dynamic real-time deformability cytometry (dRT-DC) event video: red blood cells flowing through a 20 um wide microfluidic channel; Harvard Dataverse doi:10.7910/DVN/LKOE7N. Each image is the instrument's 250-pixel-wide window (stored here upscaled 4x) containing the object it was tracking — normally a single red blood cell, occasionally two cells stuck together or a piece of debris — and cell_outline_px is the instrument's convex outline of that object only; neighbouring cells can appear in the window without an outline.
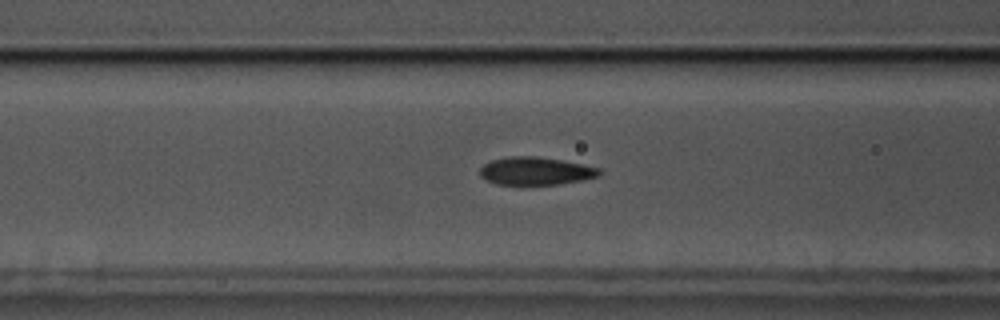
{"species": "common noctule bat (a hibernating species)", "species_latin": "Nyctalus noctula", "temperature_condition": "cold", "stored_images_in_passage": 58, "camera_frame_rate_fps": 3000, "um_per_image_px": 0.085, "animal": {"sex": "male", "body_mass_g": 17.5, "forearm_length_mm": 52.3}, "frame": {"image": 1, "passage_image": 23, "time_ms": 7.333, "image_size_px": [1000, 320], "cell_outline_px": [[600, 176], [560, 184], [496, 184], [480, 176], [480, 168], [484, 164], [492, 160], [512, 156], [536, 156], [560, 160], [600, 168]], "centroid_in_image_um": [45.52, 14.53], "position_along_channel_um": 121.1, "area_um2": 19.07}}
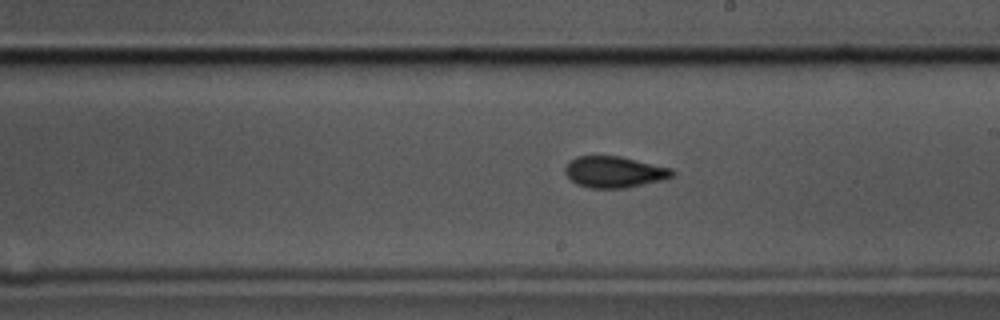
{"frame": {"image": 2, "passage_image": 33, "time_ms": 10.667, "image_size_px": [1000, 320], "cell_outline_px": [[676, 172], [672, 176], [664, 180], [624, 188], [588, 188], [576, 184], [564, 172], [564, 168], [576, 156], [620, 156], [672, 168]], "centroid_in_image_um": [52.23, 14.62], "position_along_channel_um": 236.8, "area_um2": 19.54}}
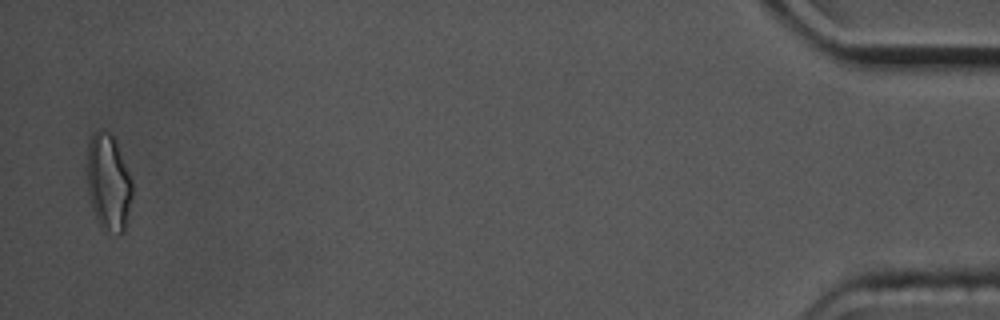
{"frame": {"image": 3, "passage_image": 57, "time_ms": 18.667, "image_size_px": [1000, 320], "cell_outline_px": [[132, 196], [124, 232], [120, 232], [100, 228], [96, 220], [92, 208], [88, 192], [88, 144], [92, 136], [100, 128], [108, 132], [116, 140], [132, 180]], "centroid_in_image_um": [9.22, 15.5], "position_along_channel_um": 426.0, "area_um2": 25.2}, "authors_computed_cell_mechanics": {"area_um2": 19.363, "velocity_mm_per_s": 3.4798, "shape_relaxation_time_tau1_ms": 3.4799, "shape_relaxation_time_tau2_ms": 2.1235, "deformation_change_tau1": 0.1442, "deformation_change_tau2": 0.0899}}